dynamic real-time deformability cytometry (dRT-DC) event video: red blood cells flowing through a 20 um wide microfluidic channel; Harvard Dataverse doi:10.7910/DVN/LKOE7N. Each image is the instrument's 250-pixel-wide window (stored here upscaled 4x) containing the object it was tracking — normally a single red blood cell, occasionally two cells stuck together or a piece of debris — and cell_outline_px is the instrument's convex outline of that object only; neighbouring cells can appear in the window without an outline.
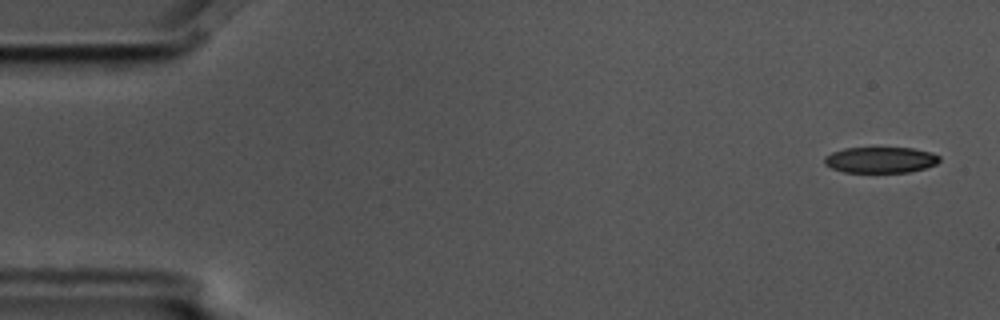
{"species": "common noctule bat (a hibernating species)", "species_latin": "Nyctalus noctula", "temperature_condition": "cold", "stored_images_in_passage": 4, "camera_frame_rate_fps": 3000, "um_per_image_px": 0.085, "animal": {"sex": "male", "body_mass_g": 17.5, "forearm_length_mm": 52.3}, "frame": {"image": 1, "passage_image": 1, "time_ms": 0.0, "image_size_px": [1000, 320], "cell_outline_px": [[940, 160], [936, 164], [924, 168], [908, 172], [844, 172], [832, 168], [824, 164], [824, 156], [832, 152], [844, 148], [912, 148], [932, 152], [940, 156]], "centroid_in_image_um": [74.83, 13.59], "position_along_channel_um": 10.2, "area_um2": 17.4}}
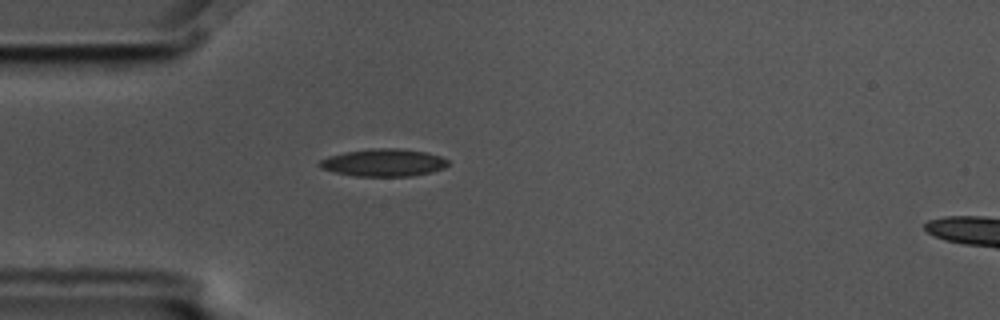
{"frame": {"image": 2, "passage_image": 4, "time_ms": 1.0, "image_size_px": [1000, 320], "cell_outline_px": [[448, 164], [444, 168], [432, 172], [412, 176], [356, 176], [336, 172], [320, 168], [316, 164], [320, 160], [328, 156], [344, 152], [372, 148], [396, 148], [428, 152], [440, 156], [448, 160]], "centroid_in_image_um": [32.6, 13.82], "position_along_channel_um": 52.4, "area_um2": 20.69}}